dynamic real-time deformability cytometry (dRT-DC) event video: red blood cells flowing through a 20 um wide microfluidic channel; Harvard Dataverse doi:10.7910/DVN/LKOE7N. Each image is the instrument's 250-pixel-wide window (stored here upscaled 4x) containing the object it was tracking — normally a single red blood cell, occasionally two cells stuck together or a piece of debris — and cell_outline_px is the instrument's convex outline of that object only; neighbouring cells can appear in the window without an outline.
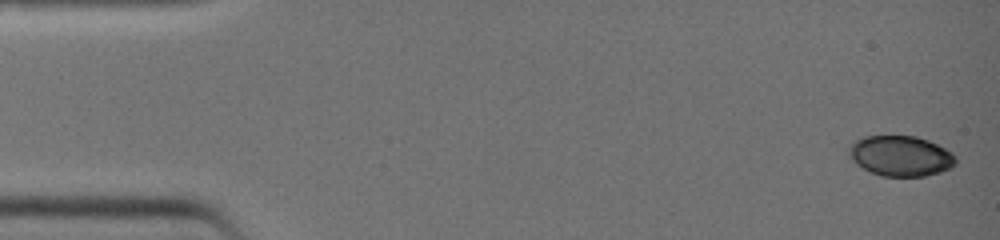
{"species": "common noctule bat (a hibernating species)", "species_latin": "Nyctalus noctula", "temperature_condition": "warm", "stored_images_in_passage": 39, "camera_frame_rate_fps": 3000, "um_per_image_px": 0.085, "animal": {"sex": "female", "body_mass_g": 19.0, "forearm_length_mm": 51.5}, "frame": {"image": 1, "passage_image": 1, "time_ms": 0.0, "image_size_px": [1000, 240], "cell_outline_px": [[956, 164], [940, 172], [924, 176], [880, 176], [856, 164], [848, 156], [848, 144], [864, 136], [916, 136], [928, 140], [952, 152], [956, 156]], "centroid_in_image_um": [76.52, 13.24], "position_along_channel_um": 8.5, "area_um2": 25.2}}
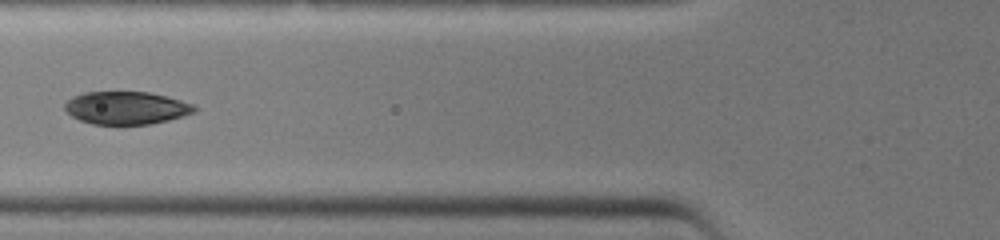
{"frame": {"image": 2, "passage_image": 16, "time_ms": 5.0, "image_size_px": [1000, 240], "cell_outline_px": [[196, 108], [192, 112], [168, 120], [148, 124], [92, 124], [80, 120], [72, 116], [64, 108], [64, 104], [72, 96], [84, 92], [148, 92], [168, 96], [196, 104]], "centroid_in_image_um": [10.72, 9.16], "position_along_channel_um": 115.1, "area_um2": 24.68}}
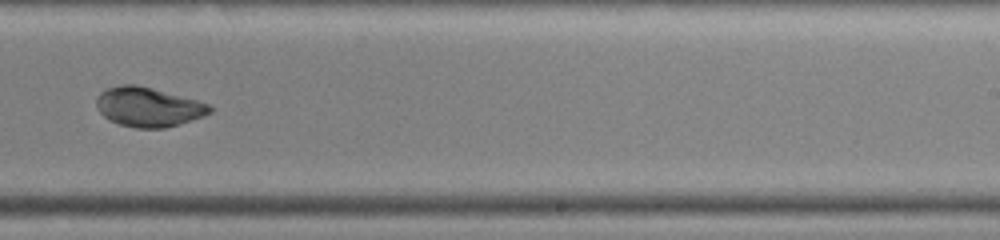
{"frame": {"image": 3, "passage_image": 26, "time_ms": 8.333, "image_size_px": [1000, 240], "cell_outline_px": [[212, 112], [204, 116], [164, 128], [136, 128], [120, 124], [104, 116], [96, 108], [96, 96], [100, 92], [108, 88], [120, 84], [136, 84], [152, 88], [196, 100], [208, 104], [212, 108]], "centroid_in_image_um": [12.58, 9.08], "position_along_channel_um": 276.4, "area_um2": 25.84}}